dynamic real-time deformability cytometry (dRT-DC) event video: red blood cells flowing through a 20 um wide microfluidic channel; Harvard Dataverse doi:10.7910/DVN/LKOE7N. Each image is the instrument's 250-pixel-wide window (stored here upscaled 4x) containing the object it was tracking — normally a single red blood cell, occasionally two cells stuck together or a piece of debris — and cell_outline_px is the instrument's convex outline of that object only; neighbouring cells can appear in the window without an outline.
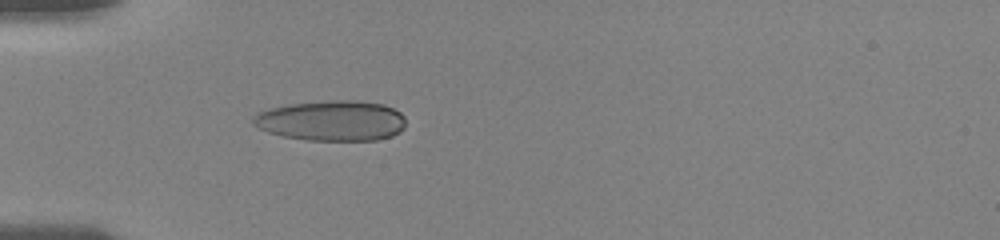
{"species": "human", "species_latin": "Homo sapiens", "temperature_condition": "room temperature", "stored_images_in_passage": 63, "camera_frame_rate_fps": 3000, "um_per_image_px": 0.085, "donor": {"sex": "female"}, "frame": {"image": 1, "passage_image": 15, "time_ms": 5.667, "image_size_px": [1000, 240], "cell_outline_px": [[404, 128], [400, 132], [392, 136], [376, 140], [308, 140], [284, 136], [268, 132], [256, 128], [252, 124], [252, 120], [256, 112], [272, 108], [292, 104], [332, 100], [352, 100], [384, 104], [400, 112], [404, 116]], "centroid_in_image_um": [28.19, 10.26], "position_along_channel_um": 56.8, "area_um2": 35.89}}
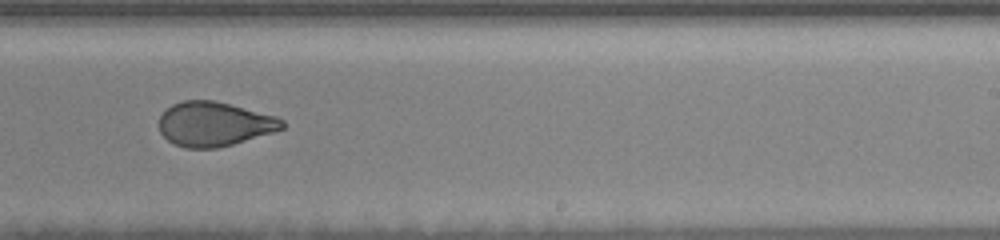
{"frame": {"image": 2, "passage_image": 36, "time_ms": 11.667, "image_size_px": [1000, 240], "cell_outline_px": [[284, 128], [272, 132], [232, 144], [216, 148], [184, 148], [168, 140], [160, 132], [160, 116], [172, 104], [184, 100], [212, 100], [276, 116], [284, 120]], "centroid_in_image_um": [18.2, 10.54], "position_along_channel_um": 270.8, "area_um2": 31.39}}
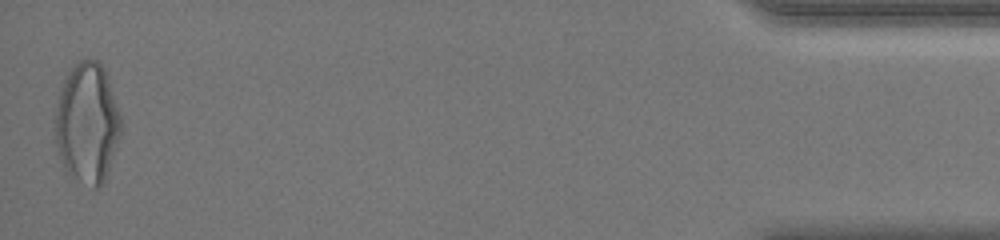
{"frame": {"image": 3, "passage_image": 62, "time_ms": 18.0, "image_size_px": [1000, 240], "cell_outline_px": [[120, 136], [104, 184], [96, 188], [92, 188], [68, 172], [60, 156], [56, 144], [56, 112], [60, 88], [68, 72], [80, 60], [96, 60], [104, 68], [108, 76], [120, 116]], "centroid_in_image_um": [7.43, 10.46], "position_along_channel_um": 427.8, "area_um2": 45.43}, "authors_computed_cell_mechanics": {"area_um2": 33.6974, "velocity_mm_per_s": 3.7131, "shape_relaxation_time_tau1_ms": 4.4722, "shape_relaxation_time_tau2_ms": 1.1525, "deformation_change_tau1": 0.1555, "deformation_change_tau2": 0.0628}}